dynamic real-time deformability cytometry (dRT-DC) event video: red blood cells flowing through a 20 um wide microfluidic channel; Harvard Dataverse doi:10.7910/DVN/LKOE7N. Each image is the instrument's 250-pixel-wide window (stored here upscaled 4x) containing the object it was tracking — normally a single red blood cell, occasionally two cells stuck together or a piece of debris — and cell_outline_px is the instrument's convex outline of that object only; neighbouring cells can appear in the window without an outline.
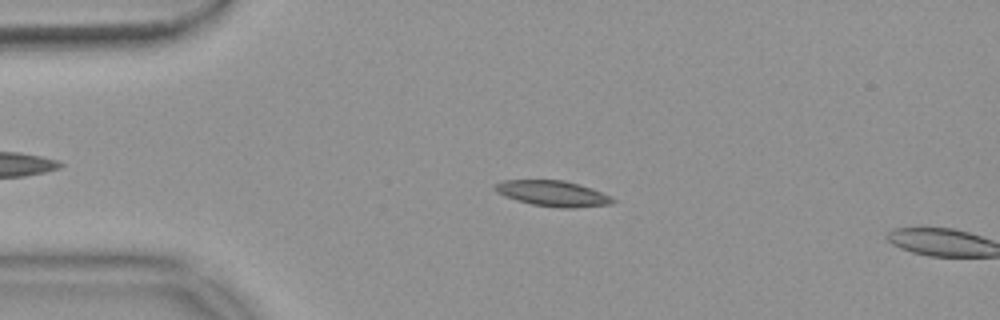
{"species": "common noctule bat (a hibernating species)", "species_latin": "Nyctalus noctula", "temperature_condition": "warm", "stored_images_in_passage": 39, "camera_frame_rate_fps": 3000, "um_per_image_px": 0.085, "animal": {"sex": "female", "body_mass_g": 18.4}, "frame": {"image": 1, "passage_image": 6, "time_ms": 1.667, "image_size_px": [1000, 320], "cell_outline_px": [[616, 200], [612, 204], [572, 208], [560, 208], [532, 204], [516, 200], [504, 196], [496, 192], [492, 188], [492, 184], [504, 180], [564, 180], [612, 196]], "centroid_in_image_um": [46.93, 16.45], "position_along_channel_um": 38.1, "area_um2": 17.57}}
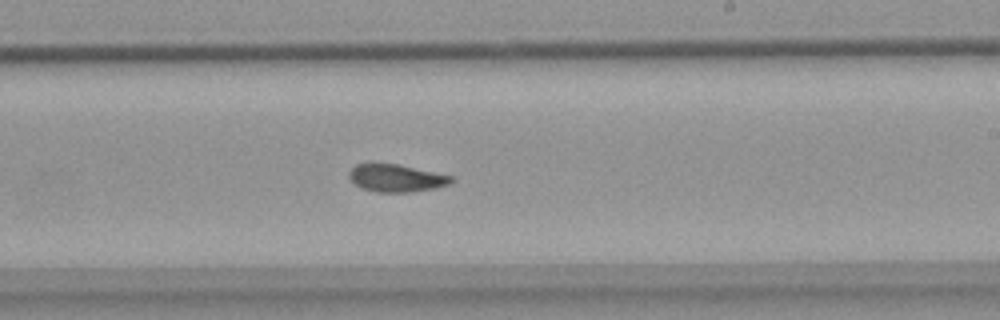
{"frame": {"image": 2, "passage_image": 26, "time_ms": 8.333, "image_size_px": [1000, 320], "cell_outline_px": [[452, 180], [448, 184], [432, 188], [412, 192], [376, 192], [360, 188], [352, 184], [348, 176], [348, 172], [356, 164], [372, 160], [396, 164], [452, 176]], "centroid_in_image_um": [33.53, 15.1], "position_along_channel_um": 255.5, "area_um2": 16.76}}
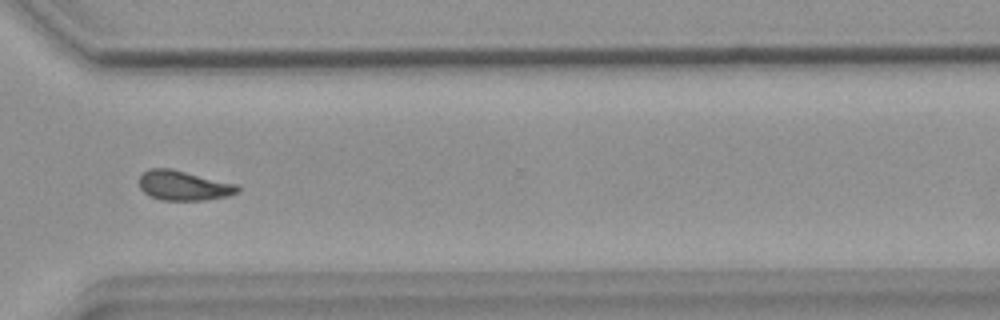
{"frame": {"image": 3, "passage_image": 34, "time_ms": 11.0, "image_size_px": [1000, 320], "cell_outline_px": [[240, 192], [228, 196], [208, 200], [160, 200], [144, 192], [140, 188], [140, 176], [148, 168], [172, 168], [240, 184]], "centroid_in_image_um": [15.68, 15.76], "position_along_channel_um": 354.9, "area_um2": 17.4}, "authors_computed_cell_mechanics": {"area_um2": 17.1088, "velocity_mm_per_s": 3.7166, "shape_relaxation_time_tau1_ms": null, "shape_relaxation_time_tau2_ms": 5.278, "deformation_change_tau1": null, "deformation_change_tau2": 0.1086}}